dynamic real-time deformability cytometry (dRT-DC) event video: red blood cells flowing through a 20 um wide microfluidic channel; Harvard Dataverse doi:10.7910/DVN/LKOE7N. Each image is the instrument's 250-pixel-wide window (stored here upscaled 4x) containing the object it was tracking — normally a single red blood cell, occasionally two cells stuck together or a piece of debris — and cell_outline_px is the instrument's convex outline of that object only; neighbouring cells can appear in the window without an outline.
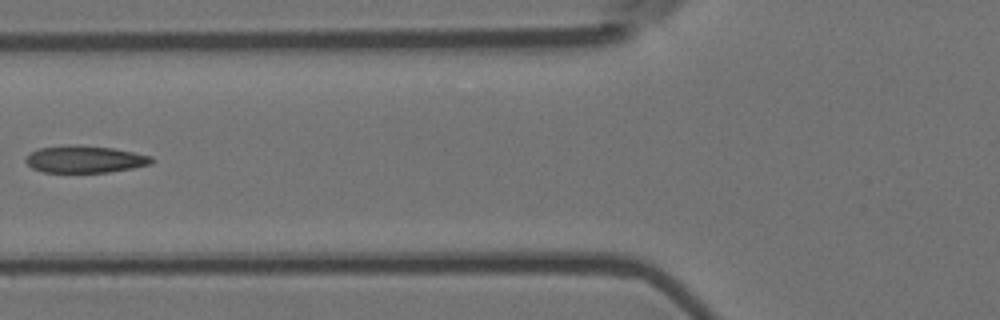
{"species": "Egyptian fruit bat (a non-hibernating species)", "species_latin": "Rousettus aegyptiacus", "temperature_condition": "room temperature", "stored_images_in_passage": 9, "camera_frame_rate_fps": 3000, "um_per_image_px": 0.085, "animal": {"sex": "female"}, "frame": {"image": 1, "passage_image": 6, "time_ms": 1.667, "image_size_px": [1000, 320], "cell_outline_px": [[156, 160], [152, 164], [132, 168], [108, 172], [44, 172], [32, 168], [24, 160], [32, 152], [40, 148], [68, 144], [76, 144], [112, 148], [152, 156]], "centroid_in_image_um": [7.24, 13.53], "position_along_channel_um": 118.6, "area_um2": 19.88}}
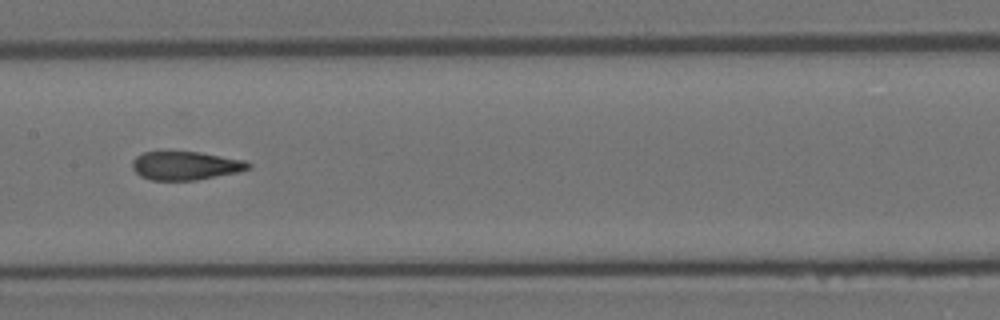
{"frame": {"image": 2, "passage_image": 8, "time_ms": 2.333, "image_size_px": [1000, 320], "cell_outline_px": [[252, 168], [240, 172], [196, 180], [152, 180], [140, 176], [132, 168], [132, 160], [136, 156], [144, 152], [168, 148], [200, 152], [244, 160], [252, 164]], "centroid_in_image_um": [15.75, 14.03], "position_along_channel_um": 191.7, "area_um2": 20.17}}
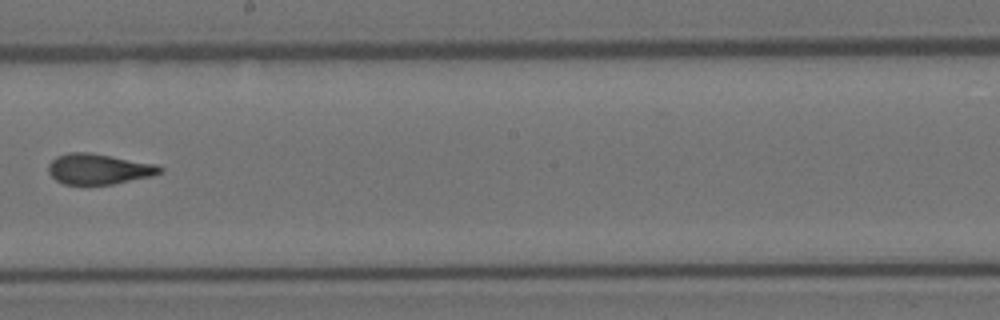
{"frame": {"image": 3, "passage_image": 9, "time_ms": 2.667, "image_size_px": [1000, 320], "cell_outline_px": [[164, 172], [152, 176], [112, 184], [64, 184], [56, 180], [48, 172], [48, 164], [56, 156], [68, 152], [88, 152], [156, 164], [164, 168]], "centroid_in_image_um": [8.39, 14.36], "position_along_channel_um": 239.8, "area_um2": 19.83}}